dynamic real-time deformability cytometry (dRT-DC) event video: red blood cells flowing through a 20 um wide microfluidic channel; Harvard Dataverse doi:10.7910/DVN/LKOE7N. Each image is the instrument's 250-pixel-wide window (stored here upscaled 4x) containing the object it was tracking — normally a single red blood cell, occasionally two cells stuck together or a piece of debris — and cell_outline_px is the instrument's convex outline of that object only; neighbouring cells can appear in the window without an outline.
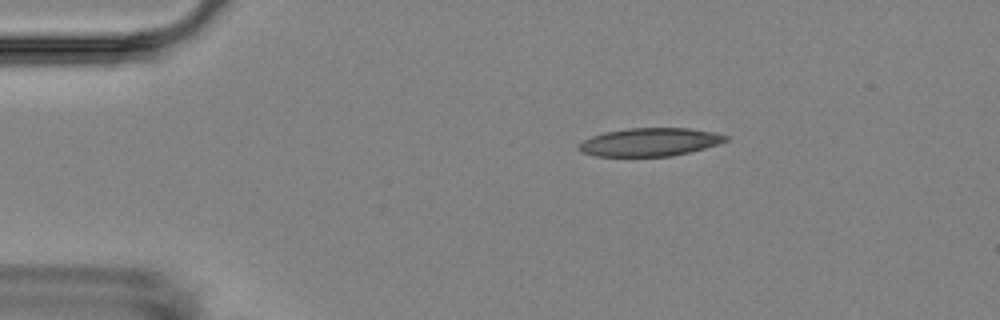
{"species": "Egyptian fruit bat (a non-hibernating species)", "species_latin": "Rousettus aegyptiacus", "temperature_condition": "room temperature", "stored_images_in_passage": 6, "camera_frame_rate_fps": 3000, "um_per_image_px": 0.085, "animal": {"sex": "female"}, "frame": {"image": 1, "passage_image": 1, "time_ms": 0.0, "image_size_px": [1000, 320], "cell_outline_px": [[728, 140], [720, 144], [672, 156], [596, 156], [580, 152], [576, 148], [576, 144], [592, 136], [604, 132], [628, 128], [688, 128], [712, 132], [728, 136]], "centroid_in_image_um": [55.19, 12.08], "position_along_channel_um": 29.8, "area_um2": 24.16}}
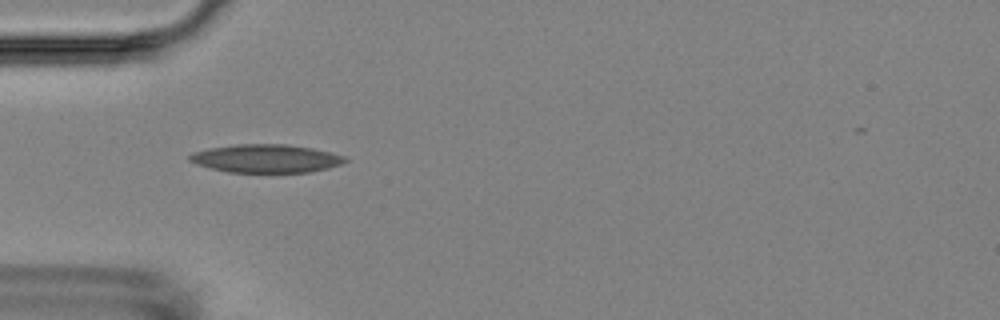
{"frame": {"image": 2, "passage_image": 3, "time_ms": 2.333, "image_size_px": [1000, 320], "cell_outline_px": [[348, 160], [340, 164], [328, 168], [308, 172], [228, 172], [196, 164], [188, 160], [188, 156], [192, 152], [208, 148], [236, 144], [284, 144], [312, 148], [344, 156]], "centroid_in_image_um": [22.57, 13.47], "position_along_channel_um": 62.4, "area_um2": 25.43}}
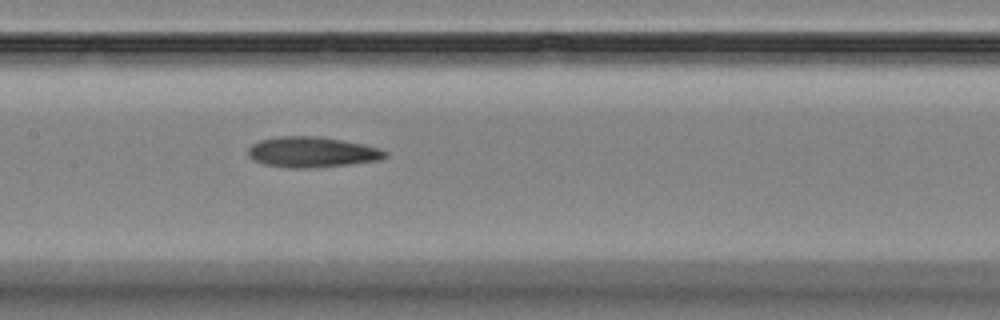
{"frame": {"image": 3, "passage_image": 6, "time_ms": 5.667, "image_size_px": [1000, 320], "cell_outline_px": [[388, 156], [380, 160], [348, 164], [308, 168], [288, 168], [264, 164], [252, 160], [248, 156], [248, 148], [252, 144], [260, 140], [280, 136], [320, 136], [380, 148], [388, 152]], "centroid_in_image_um": [26.49, 12.93], "position_along_channel_um": 180.9, "area_um2": 24.33}}